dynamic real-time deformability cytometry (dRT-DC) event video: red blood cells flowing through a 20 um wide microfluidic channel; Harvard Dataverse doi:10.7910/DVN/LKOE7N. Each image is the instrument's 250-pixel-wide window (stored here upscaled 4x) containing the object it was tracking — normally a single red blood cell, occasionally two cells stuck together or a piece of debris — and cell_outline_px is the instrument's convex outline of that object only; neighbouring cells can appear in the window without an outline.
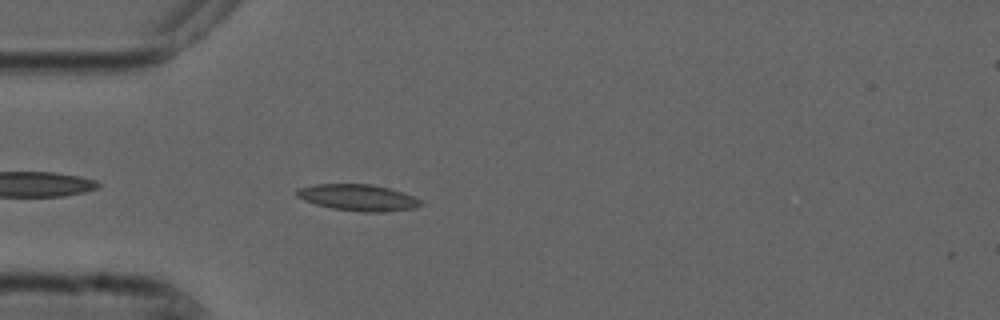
{"species": "common noctule bat (a hibernating species)", "species_latin": "Nyctalus noctula", "temperature_condition": "cold", "stored_images_in_passage": 42, "camera_frame_rate_fps": 3000, "um_per_image_px": 0.085, "animal": {"sex": "male", "forearm_length_mm": 52.5}, "frame": {"image": 1, "passage_image": 3, "time_ms": 0.667, "image_size_px": [1000, 320], "cell_outline_px": [[424, 204], [416, 208], [384, 212], [364, 212], [332, 208], [316, 204], [304, 200], [296, 196], [296, 188], [316, 184], [372, 184], [388, 188], [412, 196], [420, 200]], "centroid_in_image_um": [30.42, 16.79], "position_along_channel_um": 54.6, "area_um2": 19.02}}
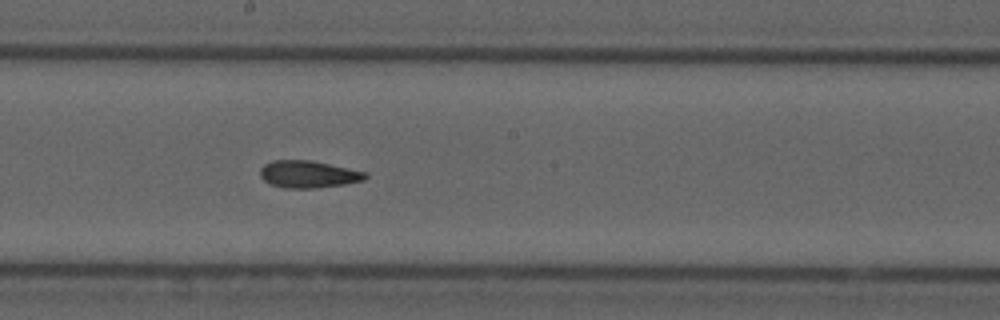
{"frame": {"image": 2, "passage_image": 17, "time_ms": 5.333, "image_size_px": [1000, 320], "cell_outline_px": [[368, 176], [364, 180], [344, 184], [316, 188], [284, 188], [272, 184], [264, 180], [260, 176], [260, 168], [264, 164], [272, 160], [312, 160], [368, 172]], "centroid_in_image_um": [26.22, 14.8], "position_along_channel_um": 222.0, "area_um2": 16.76}}
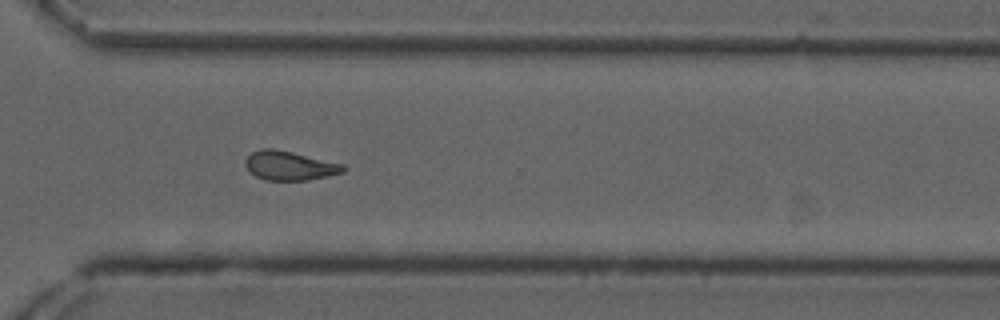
{"frame": {"image": 3, "passage_image": 27, "time_ms": 8.667, "image_size_px": [1000, 320], "cell_outline_px": [[348, 168], [344, 172], [328, 176], [308, 180], [268, 180], [256, 176], [244, 164], [244, 160], [252, 152], [260, 148], [272, 148], [292, 152], [344, 164]], "centroid_in_image_um": [24.64, 14.07], "position_along_channel_um": 346.0, "area_um2": 16.59}, "authors_computed_cell_mechanics": {"area_um2": 16.8776, "velocity_mm_per_s": 3.7213, "shape_relaxation_time_tau1_ms": null, "shape_relaxation_time_tau2_ms": 3.0133, "deformation_change_tau1": null, "deformation_change_tau2": 0.0967}}